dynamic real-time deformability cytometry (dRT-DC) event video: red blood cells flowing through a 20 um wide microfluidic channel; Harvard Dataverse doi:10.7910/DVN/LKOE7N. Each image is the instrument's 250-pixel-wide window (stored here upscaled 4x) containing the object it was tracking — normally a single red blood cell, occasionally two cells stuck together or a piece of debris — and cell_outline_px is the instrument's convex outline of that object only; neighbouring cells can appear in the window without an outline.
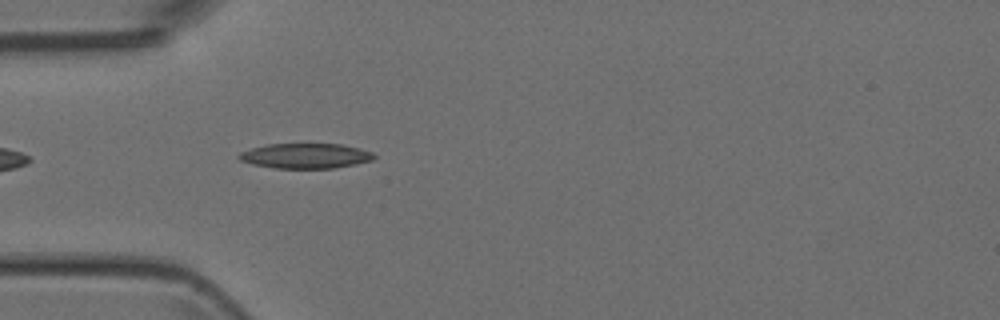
{"species": "Egyptian fruit bat (a non-hibernating species)", "species_latin": "Rousettus aegyptiacus", "temperature_condition": "room temperature", "stored_images_in_passage": 38, "camera_frame_rate_fps": 3000, "um_per_image_px": 0.085, "animal": {"sex": "female"}, "frame": {"image": 1, "passage_image": 3, "time_ms": 0.667, "image_size_px": [1000, 320], "cell_outline_px": [[376, 156], [372, 160], [356, 164], [336, 168], [276, 168], [252, 164], [240, 160], [236, 156], [240, 152], [252, 148], [268, 144], [340, 144], [360, 148], [372, 152]], "centroid_in_image_um": [25.97, 13.25], "position_along_channel_um": 59.0, "area_um2": 19.71}}
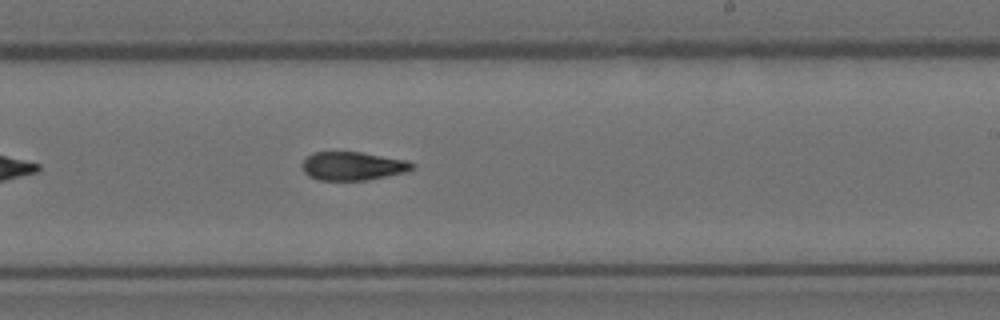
{"frame": {"image": 2, "passage_image": 18, "time_ms": 5.667, "image_size_px": [1000, 320], "cell_outline_px": [[416, 168], [408, 172], [368, 180], [320, 180], [308, 176], [304, 172], [300, 164], [312, 152], [360, 152], [408, 160], [416, 164]], "centroid_in_image_um": [30.03, 14.11], "position_along_channel_um": 259.0, "area_um2": 18.55}}
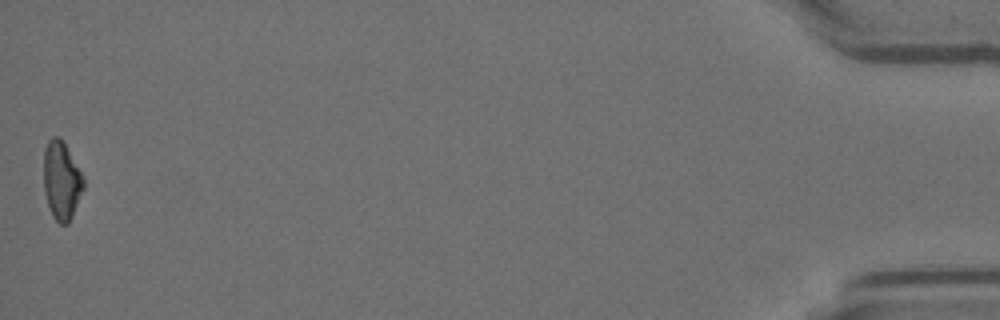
{"frame": {"image": 3, "passage_image": 38, "time_ms": 12.333, "image_size_px": [1000, 320], "cell_outline_px": [[84, 188], [72, 216], [68, 224], [60, 224], [52, 216], [44, 192], [44, 148], [48, 140], [52, 136], [60, 136], [84, 176]], "centroid_in_image_um": [5.23, 15.33], "position_along_channel_um": 430.0, "area_um2": 18.26}}